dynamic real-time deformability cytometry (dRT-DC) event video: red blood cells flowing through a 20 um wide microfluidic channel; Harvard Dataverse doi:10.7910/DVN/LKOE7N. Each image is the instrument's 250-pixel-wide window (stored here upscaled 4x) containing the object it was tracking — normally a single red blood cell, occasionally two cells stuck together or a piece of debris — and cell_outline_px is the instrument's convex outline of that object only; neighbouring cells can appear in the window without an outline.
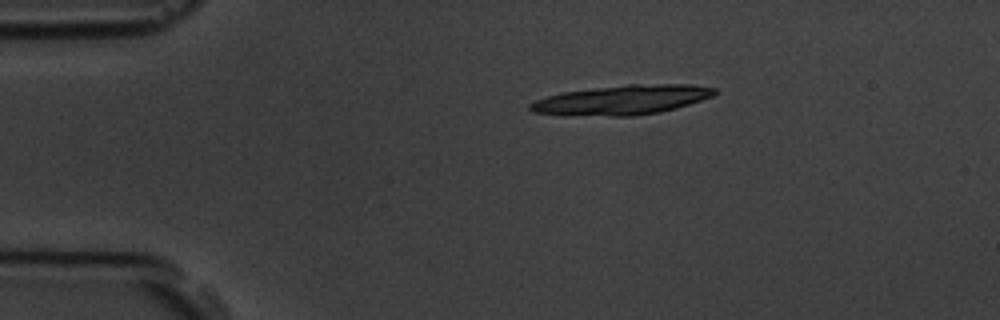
{"species": "common noctule bat (a hibernating species)", "species_latin": "Nyctalus noctula", "temperature_condition": "room temperature", "stored_images_in_passage": 2, "camera_frame_rate_fps": 3000, "um_per_image_px": 0.085, "animal": {"sex": "male", "body_mass_g": 19.5, "forearm_length_mm": 54.6}, "frame": {"image": 1, "passage_image": 1, "time_ms": 0.0, "image_size_px": [1000, 320], "cell_outline_px": [[716, 92], [712, 96], [676, 108], [660, 112], [632, 116], [612, 116], [532, 112], [528, 108], [528, 104], [536, 100], [560, 92], [592, 88], [628, 84], [688, 84], [716, 88]], "centroid_in_image_um": [52.89, 8.47], "position_along_channel_um": 32.1, "area_um2": 31.33}}